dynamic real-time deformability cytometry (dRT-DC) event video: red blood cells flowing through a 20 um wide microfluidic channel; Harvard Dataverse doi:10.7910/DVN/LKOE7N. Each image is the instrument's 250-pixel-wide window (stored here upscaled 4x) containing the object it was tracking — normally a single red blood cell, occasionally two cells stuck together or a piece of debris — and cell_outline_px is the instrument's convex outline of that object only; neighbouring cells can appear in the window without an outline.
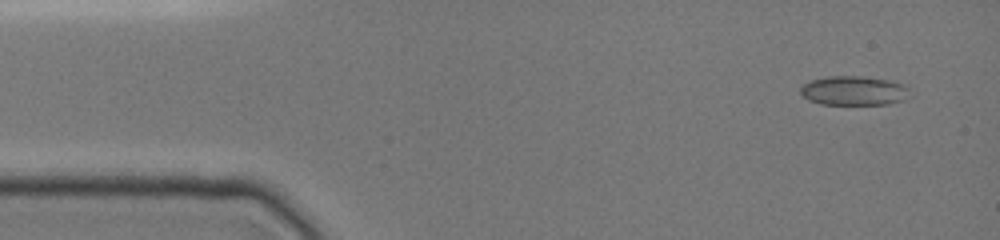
{"species": "common noctule bat (a hibernating species)", "species_latin": "Nyctalus noctula", "temperature_condition": "cold", "stored_images_in_passage": 34, "camera_frame_rate_fps": 3000, "um_per_image_px": 0.085, "animal": {"sex": "female", "body_mass_g": 19.0, "forearm_length_mm": 51.5}, "frame": {"image": 1, "passage_image": 1, "time_ms": 0.0, "image_size_px": [1000, 240], "cell_outline_px": [[916, 92], [904, 100], [888, 104], [820, 104], [808, 100], [800, 92], [800, 88], [804, 84], [812, 80], [828, 76], [864, 76], [888, 80], [904, 84]], "centroid_in_image_um": [72.66, 7.71], "position_along_channel_um": 12.3, "area_um2": 18.96}}
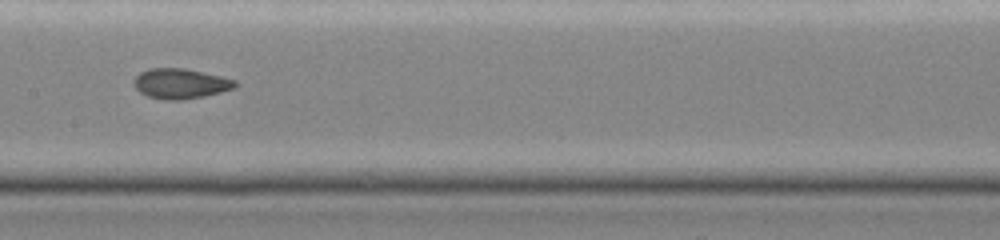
{"frame": {"image": 2, "passage_image": 14, "time_ms": 7.0, "image_size_px": [1000, 240], "cell_outline_px": [[240, 84], [236, 88], [204, 96], [180, 100], [164, 100], [148, 96], [140, 92], [132, 84], [132, 80], [140, 72], [152, 68], [184, 68], [220, 76], [236, 80]], "centroid_in_image_um": [15.35, 7.11], "position_along_channel_um": 192.1, "area_um2": 17.86}}
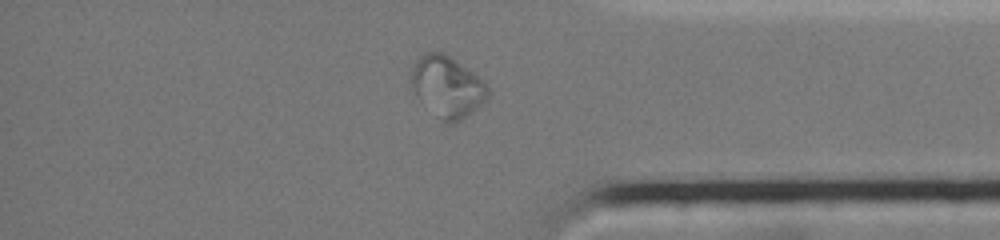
{"frame": {"image": 3, "passage_image": 28, "time_ms": 12.333, "image_size_px": [1000, 240], "cell_outline_px": [[488, 96], [476, 108], [460, 120], [452, 124], [448, 124], [440, 120], [416, 92], [412, 84], [412, 68], [416, 60], [424, 52], [444, 52], [456, 60], [484, 80], [488, 84]], "centroid_in_image_um": [38.05, 7.34], "position_along_channel_um": 397.2, "area_um2": 26.65}}